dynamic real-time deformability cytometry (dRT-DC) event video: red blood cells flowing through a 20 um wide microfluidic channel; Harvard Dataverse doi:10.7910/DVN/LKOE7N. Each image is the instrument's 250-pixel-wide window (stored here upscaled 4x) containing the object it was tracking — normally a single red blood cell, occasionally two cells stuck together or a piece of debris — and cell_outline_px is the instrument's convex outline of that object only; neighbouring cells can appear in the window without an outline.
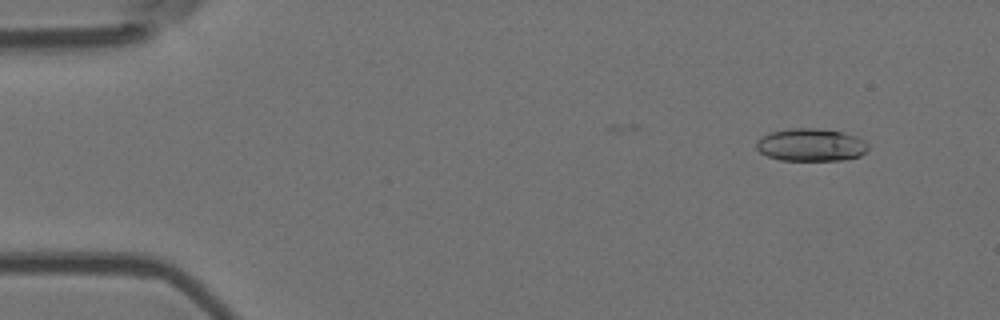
{"species": "Egyptian fruit bat (a non-hibernating species)", "species_latin": "Rousettus aegyptiacus", "temperature_condition": "room temperature", "stored_images_in_passage": 51, "camera_frame_rate_fps": 3000, "um_per_image_px": 0.085, "animal": {"sex": "female"}, "frame": {"image": 1, "passage_image": 1, "time_ms": 0.0, "image_size_px": [1000, 320], "cell_outline_px": [[868, 148], [860, 156], [844, 160], [780, 160], [768, 156], [760, 152], [756, 148], [756, 140], [760, 136], [772, 132], [788, 128], [816, 128], [840, 132], [856, 136], [864, 140], [868, 144]], "centroid_in_image_um": [68.9, 12.31], "position_along_channel_um": 16.1, "area_um2": 21.33}}
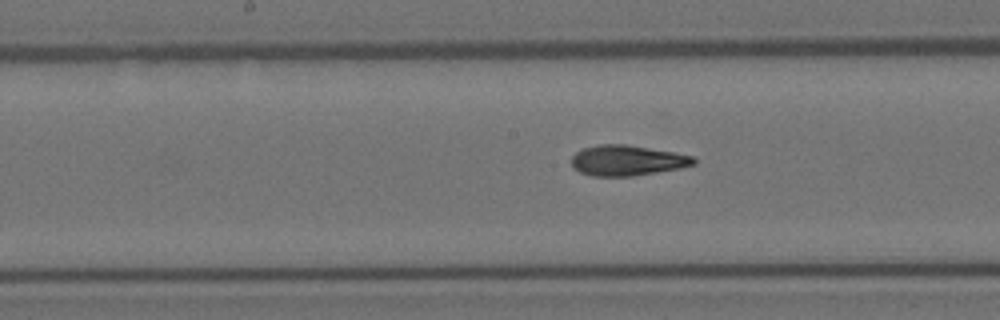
{"frame": {"image": 2, "passage_image": 24, "time_ms": 7.667, "image_size_px": [1000, 320], "cell_outline_px": [[696, 164], [680, 168], [632, 176], [592, 176], [580, 172], [572, 168], [572, 156], [576, 152], [584, 148], [600, 144], [624, 144], [672, 152], [692, 156], [696, 160]], "centroid_in_image_um": [53.28, 13.64], "position_along_channel_um": 194.9, "area_um2": 21.5}}
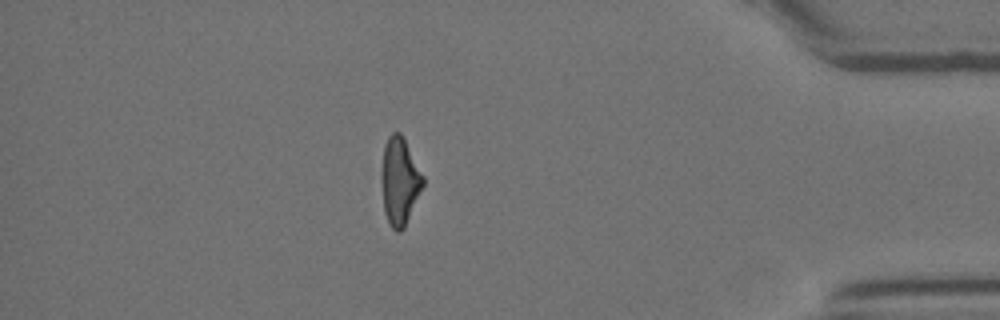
{"frame": {"image": 3, "passage_image": 44, "time_ms": 14.333, "image_size_px": [1000, 320], "cell_outline_px": [[424, 184], [404, 228], [400, 232], [396, 232], [388, 224], [384, 212], [380, 180], [380, 176], [384, 144], [388, 136], [392, 132], [400, 132], [424, 176]], "centroid_in_image_um": [33.94, 15.41], "position_along_channel_um": 401.3, "area_um2": 21.39}, "authors_computed_cell_mechanics": {"area_um2": 21.386, "velocity_mm_per_s": 3.6956, "shape_relaxation_time_tau1_ms": 6.6098, "shape_relaxation_time_tau2_ms": 2.3407, "deformation_change_tau1": 0.2143, "deformation_change_tau2": 0.1159}}